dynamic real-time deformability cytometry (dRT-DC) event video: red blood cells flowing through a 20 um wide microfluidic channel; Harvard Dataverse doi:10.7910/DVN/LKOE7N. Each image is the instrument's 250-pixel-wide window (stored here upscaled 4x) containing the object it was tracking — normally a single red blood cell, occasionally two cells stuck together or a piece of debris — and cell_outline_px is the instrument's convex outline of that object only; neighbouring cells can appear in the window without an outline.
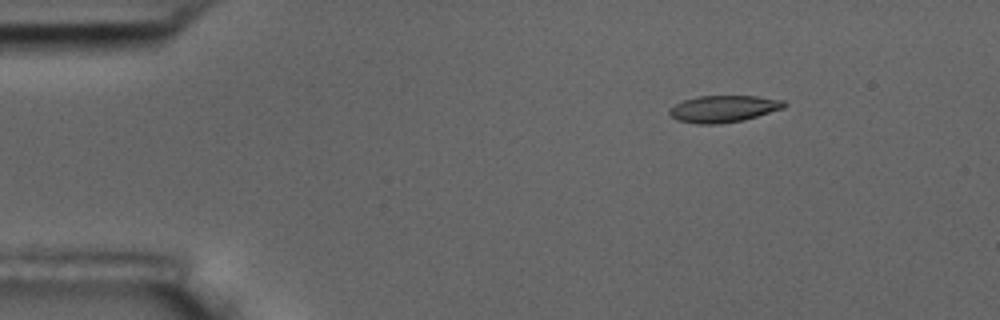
{"species": "common noctule bat (a hibernating species)", "species_latin": "Nyctalus noctula", "temperature_condition": "room temperature", "stored_images_in_passage": 5, "camera_frame_rate_fps": 3000, "um_per_image_px": 0.085, "animal": {"sex": "male", "body_mass_g": 17.5, "forearm_length_mm": 52.3}, "frame": {"image": 1, "passage_image": 3, "time_ms": 2.333, "image_size_px": [1000, 320], "cell_outline_px": [[788, 104], [784, 108], [744, 120], [720, 124], [696, 124], [676, 120], [668, 112], [676, 104], [684, 100], [700, 96], [756, 96], [784, 100]], "centroid_in_image_um": [61.53, 9.25], "position_along_channel_um": 23.5, "area_um2": 17.92}}